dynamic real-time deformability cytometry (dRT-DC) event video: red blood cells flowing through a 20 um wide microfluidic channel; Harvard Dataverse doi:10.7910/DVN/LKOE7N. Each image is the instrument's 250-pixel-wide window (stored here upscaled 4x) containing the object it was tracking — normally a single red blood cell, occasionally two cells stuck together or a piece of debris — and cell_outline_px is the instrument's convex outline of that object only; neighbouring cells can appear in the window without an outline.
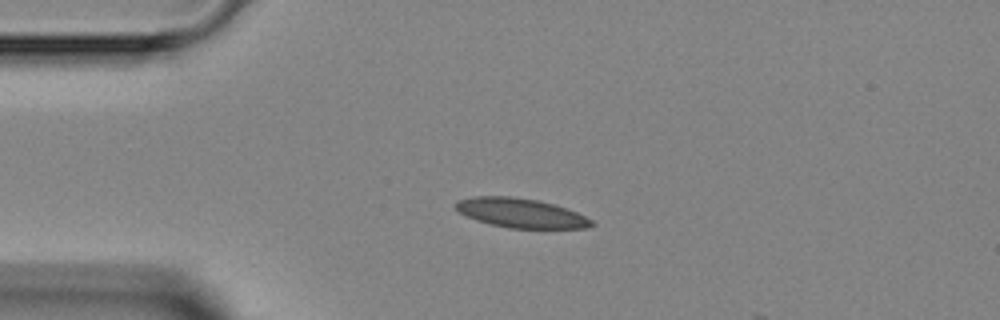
{"species": "Egyptian fruit bat (a non-hibernating species)", "species_latin": "Rousettus aegyptiacus", "temperature_condition": "room temperature", "stored_images_in_passage": 3, "camera_frame_rate_fps": 3000, "um_per_image_px": 0.085, "animal": {"sex": "female"}, "frame": {"image": 1, "passage_image": 2, "time_ms": 3.0, "image_size_px": [1000, 320], "cell_outline_px": [[596, 224], [588, 228], [508, 228], [488, 224], [476, 220], [460, 212], [456, 208], [456, 204], [460, 200], [476, 196], [508, 196], [536, 200], [552, 204], [576, 212], [592, 220]], "centroid_in_image_um": [44.29, 18.12], "position_along_channel_um": 40.7, "area_um2": 22.89}}